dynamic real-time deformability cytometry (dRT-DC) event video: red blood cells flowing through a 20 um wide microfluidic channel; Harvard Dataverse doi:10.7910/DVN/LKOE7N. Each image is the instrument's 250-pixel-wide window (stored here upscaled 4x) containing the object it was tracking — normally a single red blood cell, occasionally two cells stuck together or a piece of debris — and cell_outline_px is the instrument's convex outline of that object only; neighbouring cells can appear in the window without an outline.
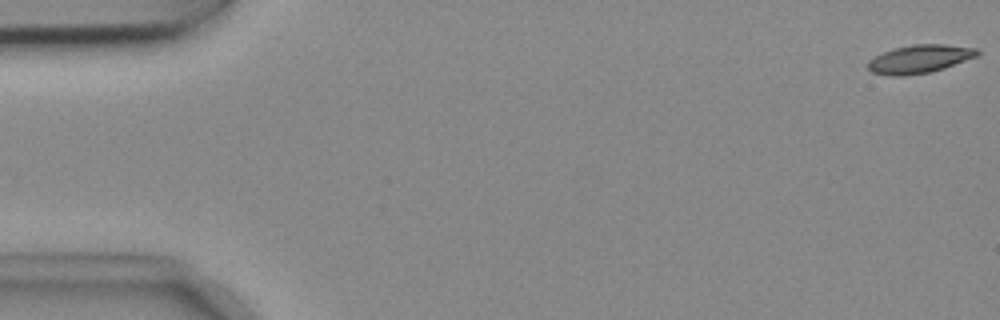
{"species": "common noctule bat (a hibernating species)", "species_latin": "Nyctalus noctula", "temperature_condition": "cold", "stored_images_in_passage": 54, "camera_frame_rate_fps": 3000, "um_per_image_px": 0.085, "animal": {"sex": "female", "body_mass_g": 18.4}, "frame": {"image": 1, "passage_image": 1, "time_ms": 0.0, "image_size_px": [1000, 320], "cell_outline_px": [[980, 52], [976, 56], [944, 68], [932, 72], [904, 76], [892, 76], [872, 72], [864, 64], [868, 60], [892, 48], [912, 44], [944, 44], [976, 48]], "centroid_in_image_um": [78.12, 5.01], "position_along_channel_um": 6.9, "area_um2": 18.09}}
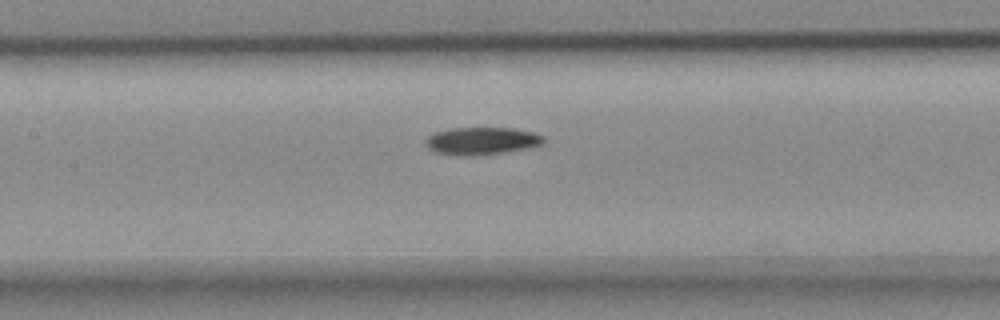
{"frame": {"image": 2, "passage_image": 25, "time_ms": 8.0, "image_size_px": [1000, 320], "cell_outline_px": [[544, 144], [528, 148], [500, 152], [468, 156], [460, 156], [436, 152], [428, 148], [424, 140], [432, 132], [452, 128], [512, 128], [532, 132], [544, 136]], "centroid_in_image_um": [40.91, 11.97], "position_along_channel_um": 166.5, "area_um2": 18.84}}
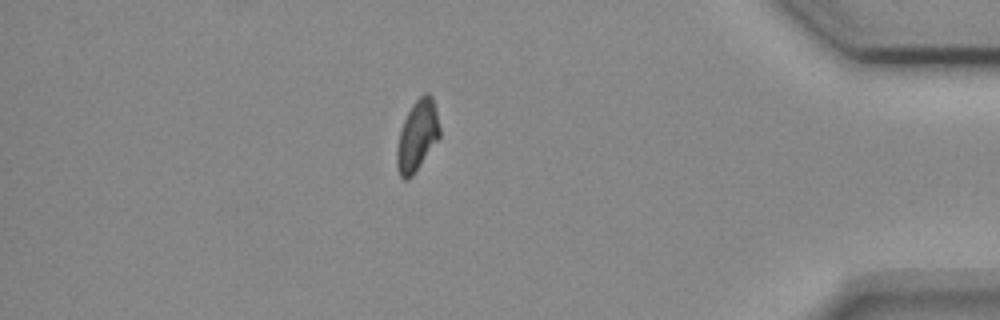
{"frame": {"image": 3, "passage_image": 47, "time_ms": 15.333, "image_size_px": [1000, 320], "cell_outline_px": [[440, 136], [412, 176], [408, 180], [404, 180], [400, 176], [396, 168], [396, 148], [400, 132], [404, 120], [412, 104], [424, 92], [428, 92], [432, 96], [440, 128]], "centroid_in_image_um": [35.45, 11.54], "position_along_channel_um": 399.8, "area_um2": 17.51}}